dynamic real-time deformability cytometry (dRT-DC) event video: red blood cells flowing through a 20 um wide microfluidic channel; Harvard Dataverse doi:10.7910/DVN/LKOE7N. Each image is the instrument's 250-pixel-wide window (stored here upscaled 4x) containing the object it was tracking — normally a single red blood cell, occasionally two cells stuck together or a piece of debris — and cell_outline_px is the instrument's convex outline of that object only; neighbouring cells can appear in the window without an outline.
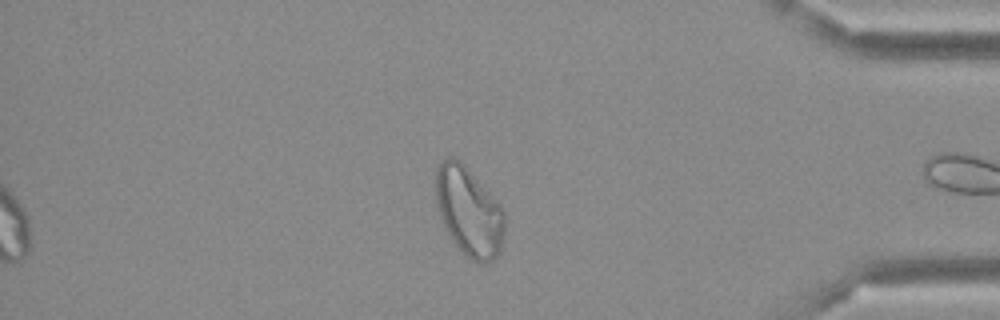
{"species": "Egyptian fruit bat (a non-hibernating species)", "species_latin": "Rousettus aegyptiacus", "temperature_condition": "cold", "stored_images_in_passage": 49, "segment_of_instrument_passage": [2, 2], "camera_frame_rate_fps": 3000, "um_per_image_px": 0.085, "frame": {"image": 1, "passage_image": 49, "time_ms": 16.0, "image_size_px": [1000, 320], "cell_outline_px": [[504, 232], [500, 252], [492, 260], [472, 260], [464, 256], [460, 252], [448, 236], [444, 228], [436, 204], [436, 168], [440, 160], [448, 156], [452, 156], [460, 160], [504, 208]], "centroid_in_image_um": [39.83, 17.96], "position_along_channel_um": 395.4, "area_um2": 35.95}}